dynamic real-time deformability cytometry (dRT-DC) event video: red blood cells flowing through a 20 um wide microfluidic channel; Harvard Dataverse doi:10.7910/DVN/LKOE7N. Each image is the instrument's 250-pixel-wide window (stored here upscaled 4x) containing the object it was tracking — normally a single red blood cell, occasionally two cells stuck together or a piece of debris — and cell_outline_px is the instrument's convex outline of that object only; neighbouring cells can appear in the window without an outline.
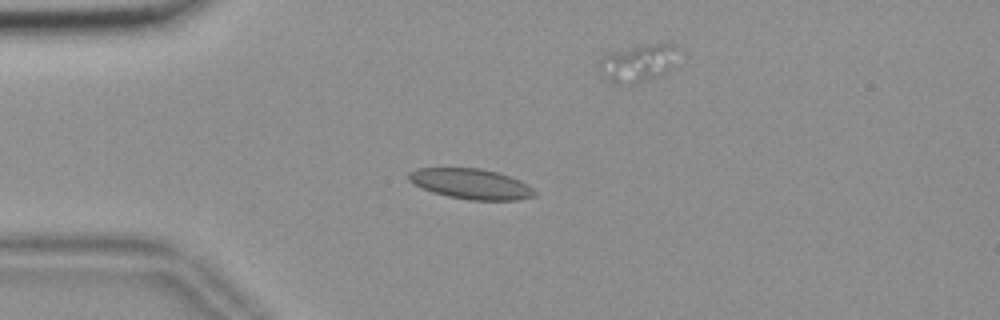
{"species": "common noctule bat (a hibernating species)", "species_latin": "Nyctalus noctula", "temperature_condition": "room temperature", "stored_images_in_passage": 56, "segment_of_instrument_passage": [1, 2], "camera_frame_rate_fps": 3000, "um_per_image_px": 0.085, "animal": {"sex": "female", "body_mass_g": 18.4}, "frame": {"image": 1, "passage_image": 14, "time_ms": 4.333, "image_size_px": [1000, 320], "cell_outline_px": [[536, 196], [520, 200], [468, 200], [448, 196], [432, 192], [408, 180], [408, 172], [416, 168], [480, 168], [496, 172], [520, 180], [528, 184], [536, 192]], "centroid_in_image_um": [40.05, 15.63], "position_along_channel_um": 44.9, "area_um2": 22.25}}
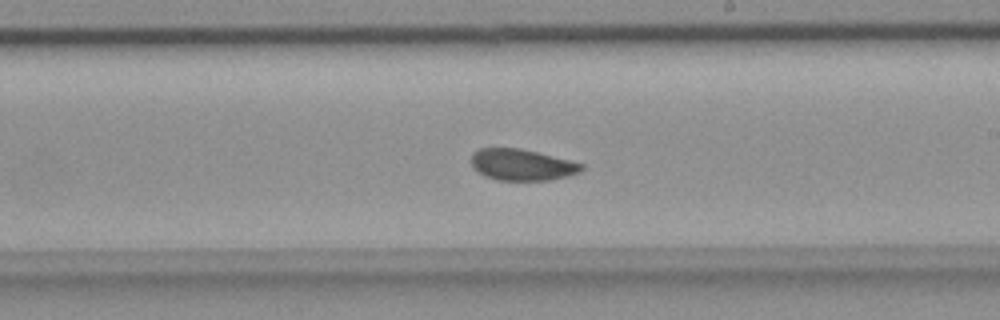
{"frame": {"image": 2, "passage_image": 32, "time_ms": 10.333, "image_size_px": [1000, 320], "cell_outline_px": [[584, 168], [580, 172], [568, 176], [548, 180], [496, 180], [484, 176], [476, 172], [472, 164], [472, 152], [480, 148], [520, 148], [584, 164]], "centroid_in_image_um": [44.33, 14.01], "position_along_channel_um": 244.7, "area_um2": 20.11}}
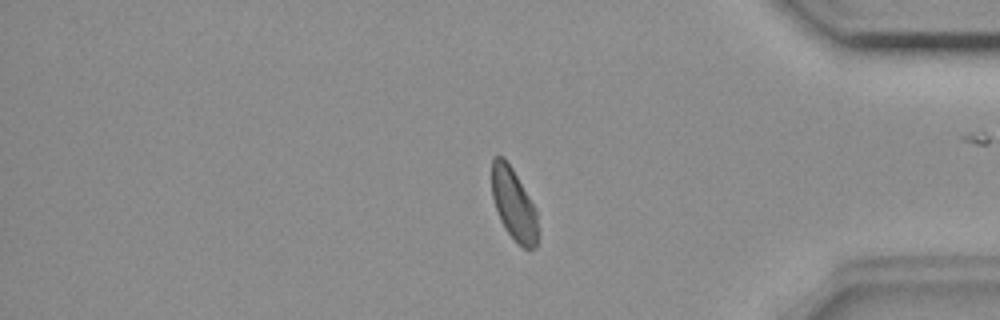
{"frame": {"image": 3, "passage_image": 46, "time_ms": 15.0, "image_size_px": [1000, 320], "cell_outline_px": [[536, 248], [524, 248], [508, 232], [500, 220], [492, 196], [492, 160], [496, 156], [504, 156], [512, 168], [536, 208]], "centroid_in_image_um": [43.64, 17.31], "position_along_channel_um": 391.6, "area_um2": 18.79}}